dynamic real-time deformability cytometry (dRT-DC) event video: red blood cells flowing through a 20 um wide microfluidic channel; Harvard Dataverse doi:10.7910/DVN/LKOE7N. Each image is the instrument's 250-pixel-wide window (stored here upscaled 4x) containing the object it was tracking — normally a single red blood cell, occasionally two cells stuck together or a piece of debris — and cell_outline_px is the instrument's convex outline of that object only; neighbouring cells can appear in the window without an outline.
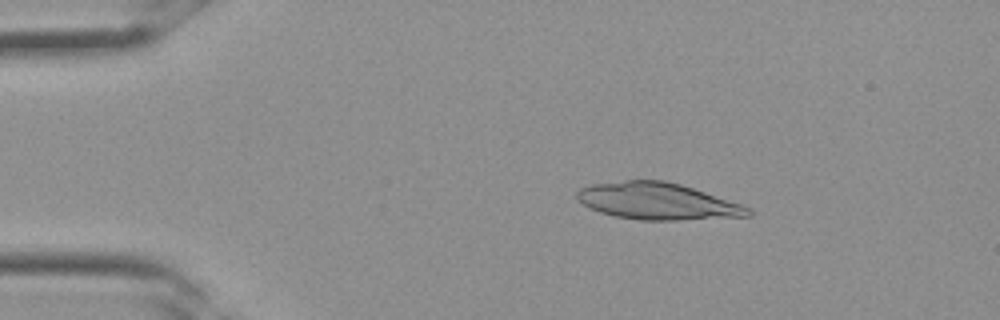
{"species": "Egyptian fruit bat (a non-hibernating species)", "species_latin": "Rousettus aegyptiacus", "temperature_condition": "room temperature", "stored_images_in_passage": 10, "camera_frame_rate_fps": 3000, "um_per_image_px": 0.085, "frame": {"image": 1, "passage_image": 6, "time_ms": 1.667, "image_size_px": [1000, 320], "cell_outline_px": [[752, 216], [680, 220], [640, 220], [616, 216], [600, 212], [588, 208], [576, 200], [576, 192], [580, 188], [592, 184], [624, 180], [664, 180], [680, 184], [752, 208]], "centroid_in_image_um": [55.85, 17.11], "position_along_channel_um": 29.1, "area_um2": 36.7}}